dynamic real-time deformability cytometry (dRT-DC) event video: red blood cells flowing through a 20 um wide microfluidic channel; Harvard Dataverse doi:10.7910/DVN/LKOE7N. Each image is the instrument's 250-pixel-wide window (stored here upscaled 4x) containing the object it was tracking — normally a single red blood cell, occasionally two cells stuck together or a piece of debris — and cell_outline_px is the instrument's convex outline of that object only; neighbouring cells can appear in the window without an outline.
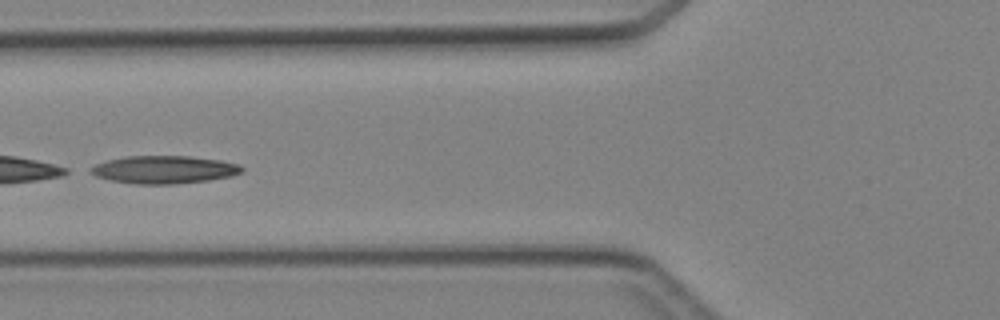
{"species": "Egyptian fruit bat (a non-hibernating species)", "species_latin": "Rousettus aegyptiacus", "temperature_condition": "cold", "stored_images_in_passage": 45, "camera_frame_rate_fps": 3000, "um_per_image_px": 0.085, "animal": {"sex": "female"}, "frame": {"image": 1, "passage_image": 18, "time_ms": 5.667, "image_size_px": [1000, 320], "cell_outline_px": [[244, 172], [232, 176], [208, 180], [172, 184], [136, 184], [112, 180], [96, 176], [88, 172], [88, 168], [96, 164], [108, 160], [124, 156], [188, 156], [220, 160], [240, 164], [244, 168]], "centroid_in_image_um": [13.96, 14.41], "position_along_channel_um": 111.8, "area_um2": 24.57}}
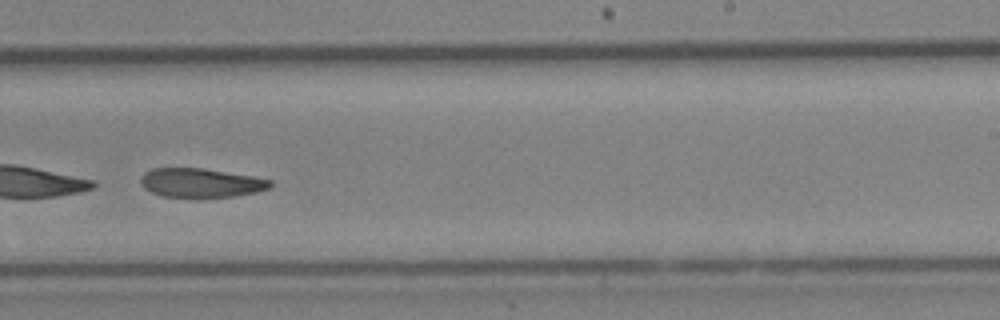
{"frame": {"image": 2, "passage_image": 29, "time_ms": 9.333, "image_size_px": [1000, 320], "cell_outline_px": [[272, 184], [268, 188], [256, 192], [232, 196], [160, 196], [144, 188], [140, 184], [140, 176], [144, 172], [152, 168], [204, 168], [252, 176], [272, 180]], "centroid_in_image_um": [17.03, 15.52], "position_along_channel_um": 272.0, "area_um2": 21.68}}
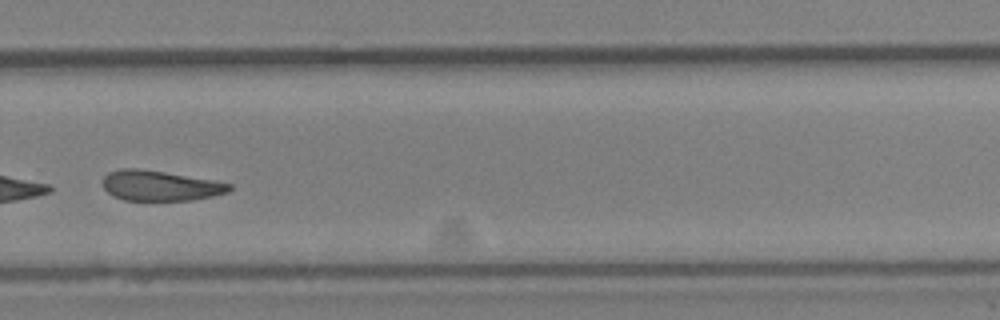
{"frame": {"image": 3, "passage_image": 32, "time_ms": 10.333, "image_size_px": [1000, 320], "cell_outline_px": [[232, 188], [228, 192], [212, 196], [192, 200], [124, 200], [112, 196], [104, 188], [104, 176], [108, 172], [120, 168], [136, 168], [164, 172], [212, 180], [232, 184]], "centroid_in_image_um": [13.59, 15.78], "position_along_channel_um": 316.2, "area_um2": 22.14}}